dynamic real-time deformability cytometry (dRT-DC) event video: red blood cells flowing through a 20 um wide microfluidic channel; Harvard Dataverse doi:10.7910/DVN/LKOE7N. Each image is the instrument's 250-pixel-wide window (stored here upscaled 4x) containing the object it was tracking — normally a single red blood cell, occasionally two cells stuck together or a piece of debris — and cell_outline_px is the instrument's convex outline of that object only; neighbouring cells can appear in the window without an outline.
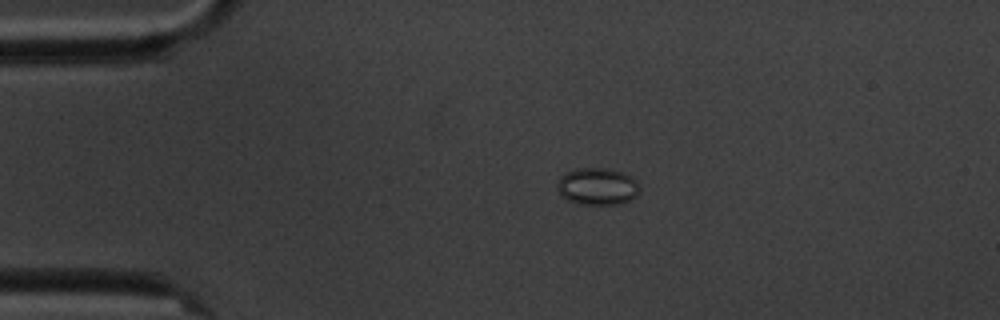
{"species": "common noctule bat (a hibernating species)", "species_latin": "Nyctalus noctula", "temperature_condition": "cold", "stored_images_in_passage": 5, "camera_frame_rate_fps": 3000, "um_per_image_px": 0.085, "animal": {"sex": "male", "body_mass_g": 20.1, "forearm_length_mm": 53.5}, "frame": {"image": 1, "passage_image": 1, "time_ms": 0.0, "image_size_px": [1000, 320], "cell_outline_px": [[640, 192], [636, 196], [620, 204], [576, 204], [560, 196], [556, 188], [556, 184], [560, 176], [564, 172], [572, 168], [608, 168], [624, 172], [632, 176], [636, 180], [640, 188]], "centroid_in_image_um": [50.75, 15.83], "position_along_channel_um": 34.3, "area_um2": 18.32}}
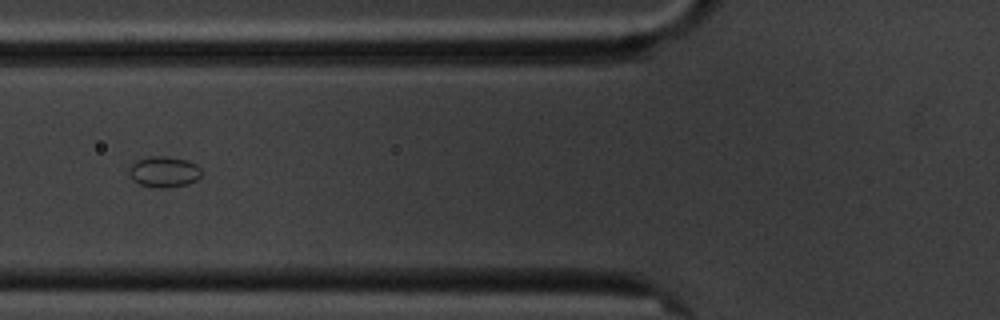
{"frame": {"image": 2, "passage_image": 4, "time_ms": 3.333, "image_size_px": [1000, 320], "cell_outline_px": [[200, 176], [196, 180], [188, 184], [164, 188], [160, 188], [140, 184], [132, 180], [128, 172], [128, 168], [136, 160], [148, 156], [168, 156], [188, 160], [196, 164], [200, 168]], "centroid_in_image_um": [13.91, 14.59], "position_along_channel_um": 111.9, "area_um2": 13.12}}
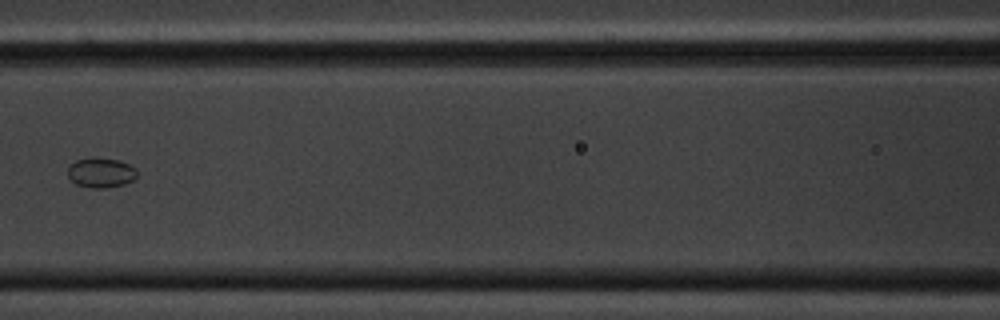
{"frame": {"image": 3, "passage_image": 5, "time_ms": 4.667, "image_size_px": [1000, 320], "cell_outline_px": [[136, 176], [132, 180], [124, 184], [104, 188], [92, 188], [76, 184], [68, 176], [68, 168], [76, 160], [96, 156], [116, 160], [128, 164], [136, 168]], "centroid_in_image_um": [8.57, 14.66], "position_along_channel_um": 158.0, "area_um2": 11.96}}